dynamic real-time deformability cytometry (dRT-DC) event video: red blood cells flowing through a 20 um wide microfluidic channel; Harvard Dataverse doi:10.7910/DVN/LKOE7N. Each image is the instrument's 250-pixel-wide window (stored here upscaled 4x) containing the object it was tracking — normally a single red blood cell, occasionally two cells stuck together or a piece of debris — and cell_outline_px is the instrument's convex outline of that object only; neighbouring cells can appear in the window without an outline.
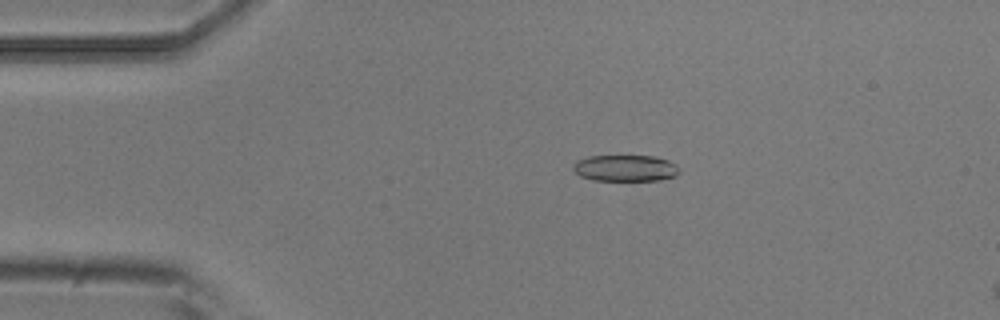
{"species": "common noctule bat (a hibernating species)", "species_latin": "Nyctalus noctula", "temperature_condition": "room temperature", "stored_images_in_passage": 6, "camera_frame_rate_fps": 3000, "um_per_image_px": 0.085, "animal": {"sex": "male", "body_mass_g": 20.5, "forearm_length_mm": 52.5}, "frame": {"image": 1, "passage_image": 4, "time_ms": 1.0, "image_size_px": [1000, 320], "cell_outline_px": [[680, 172], [676, 176], [656, 180], [592, 180], [580, 176], [572, 168], [572, 164], [576, 160], [588, 156], [656, 156], [668, 160], [676, 164], [680, 168]], "centroid_in_image_um": [53.15, 14.28], "position_along_channel_um": 31.8, "area_um2": 16.47}}